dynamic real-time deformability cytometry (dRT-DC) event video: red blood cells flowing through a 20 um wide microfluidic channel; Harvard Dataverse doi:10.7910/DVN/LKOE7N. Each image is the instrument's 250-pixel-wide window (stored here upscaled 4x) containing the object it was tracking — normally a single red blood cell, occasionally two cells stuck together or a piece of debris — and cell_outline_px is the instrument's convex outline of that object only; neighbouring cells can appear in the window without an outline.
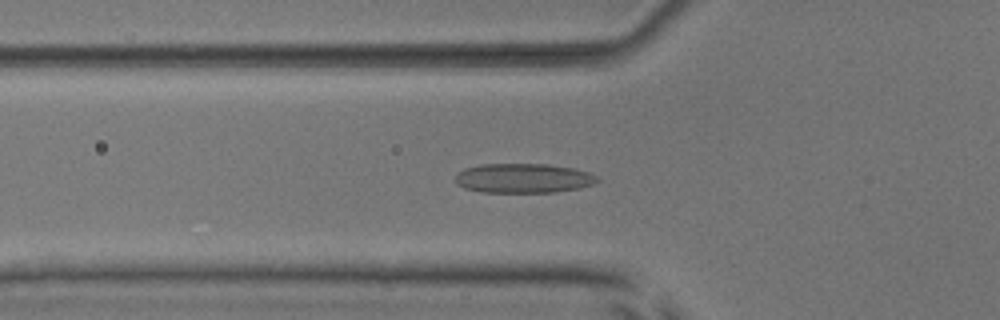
{"species": "common noctule bat (a hibernating species)", "species_latin": "Nyctalus noctula", "temperature_condition": "room temperature", "stored_images_in_passage": 50, "camera_frame_rate_fps": 3000, "um_per_image_px": 0.085, "animal": {"sex": "male", "body_mass_g": 17.9, "forearm_length_mm": 54.2}, "frame": {"image": 1, "passage_image": 16, "time_ms": 5.0, "image_size_px": [1000, 320], "cell_outline_px": [[600, 180], [592, 184], [580, 188], [556, 192], [480, 192], [464, 188], [456, 184], [456, 172], [464, 168], [480, 164], [548, 164], [572, 168], [588, 172], [596, 176]], "centroid_in_image_um": [44.45, 15.15], "position_along_channel_um": 81.4, "area_um2": 24.51}}
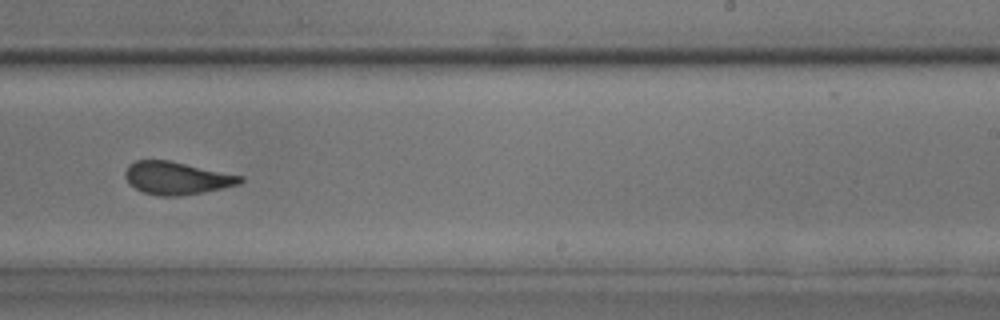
{"frame": {"image": 2, "passage_image": 31, "time_ms": 10.0, "image_size_px": [1000, 320], "cell_outline_px": [[244, 180], [240, 184], [204, 192], [176, 196], [160, 196], [144, 192], [128, 184], [124, 176], [124, 172], [128, 164], [136, 160], [168, 160], [244, 176]], "centroid_in_image_um": [15.0, 15.13], "position_along_channel_um": 274.0, "area_um2": 21.96}}
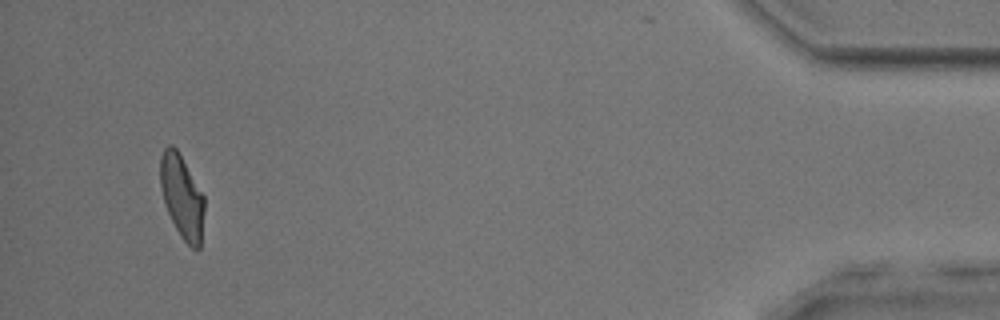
{"frame": {"image": 3, "passage_image": 48, "time_ms": 15.667, "image_size_px": [1000, 320], "cell_outline_px": [[204, 212], [200, 248], [192, 248], [180, 236], [164, 204], [160, 184], [160, 156], [164, 148], [168, 144], [172, 144], [176, 148], [204, 196]], "centroid_in_image_um": [15.45, 16.7], "position_along_channel_um": 419.7, "area_um2": 21.21}, "authors_computed_cell_mechanics": {"area_um2": 22.8599, "velocity_mm_per_s": 3.8531, "shape_relaxation_time_tau1_ms": 6.6122, "shape_relaxation_time_tau2_ms": 1.553, "deformation_change_tau1": 0.182, "deformation_change_tau2": 0.0962}}